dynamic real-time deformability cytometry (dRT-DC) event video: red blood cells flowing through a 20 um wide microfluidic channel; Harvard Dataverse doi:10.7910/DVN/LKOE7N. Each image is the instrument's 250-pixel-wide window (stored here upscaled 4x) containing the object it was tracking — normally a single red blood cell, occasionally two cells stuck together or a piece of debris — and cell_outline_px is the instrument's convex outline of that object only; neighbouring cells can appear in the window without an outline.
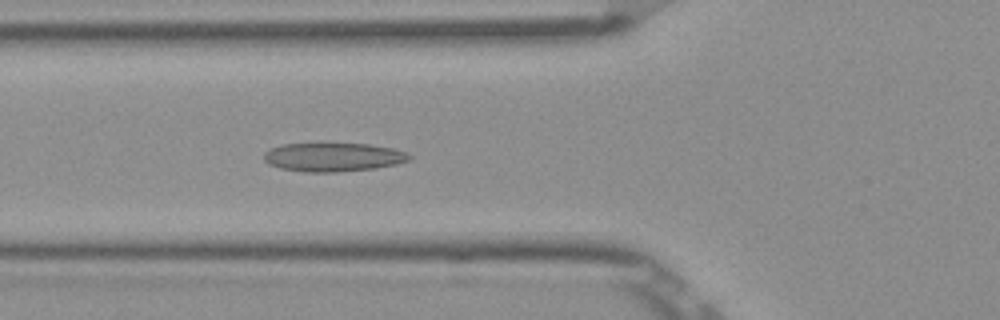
{"species": "Egyptian fruit bat (a non-hibernating species)", "species_latin": "Rousettus aegyptiacus", "temperature_condition": "room temperature", "stored_images_in_passage": 39, "camera_frame_rate_fps": 3000, "um_per_image_px": 0.085, "frame": {"image": 1, "passage_image": 9, "time_ms": 2.667, "image_size_px": [1000, 320], "cell_outline_px": [[412, 156], [408, 160], [396, 164], [376, 168], [336, 172], [304, 172], [280, 168], [268, 164], [264, 160], [264, 152], [272, 148], [284, 144], [368, 144], [392, 148], [404, 152]], "centroid_in_image_um": [28.3, 13.36], "position_along_channel_um": 97.5, "area_um2": 24.1}}
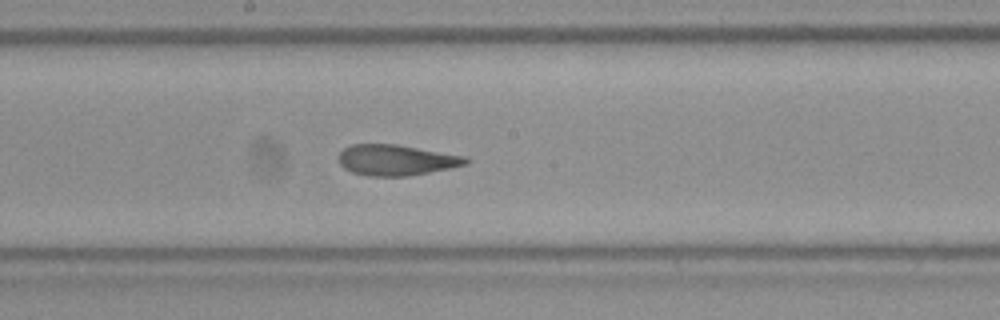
{"frame": {"image": 2, "passage_image": 18, "time_ms": 5.667, "image_size_px": [1000, 320], "cell_outline_px": [[468, 164], [408, 176], [368, 176], [352, 172], [344, 168], [340, 164], [340, 152], [344, 148], [352, 144], [396, 144], [468, 156]], "centroid_in_image_um": [33.69, 13.6], "position_along_channel_um": 214.5, "area_um2": 22.72}}
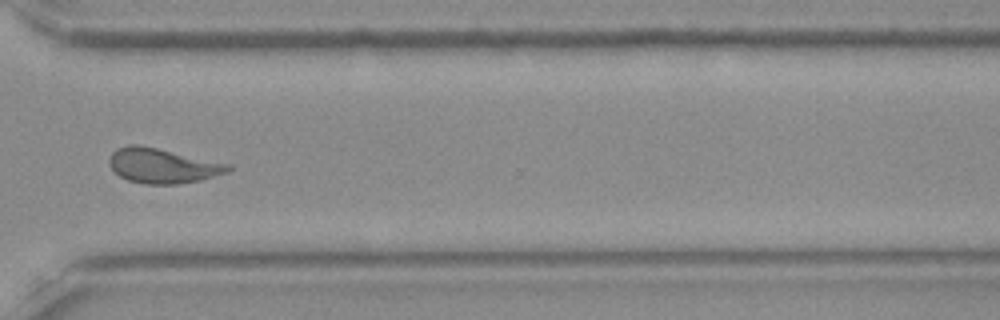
{"frame": {"image": 3, "passage_image": 29, "time_ms": 9.333, "image_size_px": [1000, 320], "cell_outline_px": [[232, 168], [228, 172], [200, 180], [176, 184], [144, 184], [128, 180], [120, 176], [108, 164], [108, 160], [112, 152], [116, 148], [128, 144], [136, 144], [156, 148], [232, 164]], "centroid_in_image_um": [13.81, 14.08], "position_along_channel_um": 356.8, "area_um2": 24.1}, "authors_computed_cell_mechanics": {"area_um2": 23.1778, "velocity_mm_per_s": 3.8839, "shape_relaxation_time_tau1_ms": null, "shape_relaxation_time_tau2_ms": 1.9655, "deformation_change_tau1": null, "deformation_change_tau2": 0.097}}